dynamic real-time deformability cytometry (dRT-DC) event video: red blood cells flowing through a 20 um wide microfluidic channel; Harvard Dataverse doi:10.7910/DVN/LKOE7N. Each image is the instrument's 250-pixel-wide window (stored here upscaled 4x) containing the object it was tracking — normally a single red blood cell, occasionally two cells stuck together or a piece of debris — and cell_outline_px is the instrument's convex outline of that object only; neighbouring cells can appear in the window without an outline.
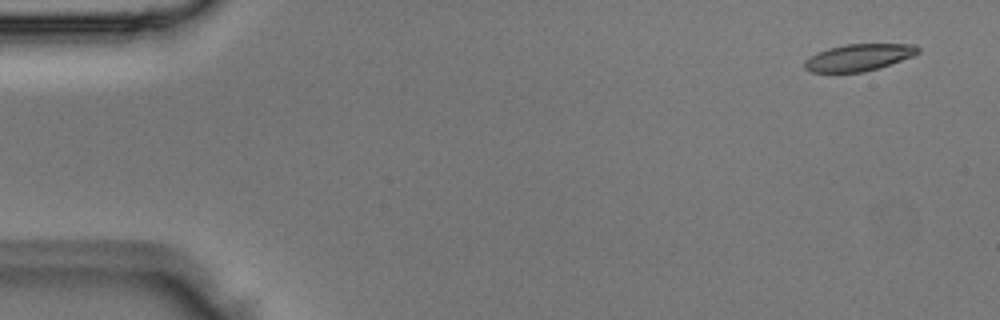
{"species": "Egyptian fruit bat (a non-hibernating species)", "species_latin": "Rousettus aegyptiacus", "temperature_condition": "room temperature", "stored_images_in_passage": 4, "camera_frame_rate_fps": 3000, "um_per_image_px": 0.085, "animal": {"sex": "male"}, "frame": {"image": 1, "passage_image": 1, "time_ms": 0.0, "image_size_px": [1000, 320], "cell_outline_px": [[920, 52], [912, 56], [880, 68], [864, 72], [812, 72], [804, 68], [804, 60], [816, 52], [828, 48], [844, 44], [916, 44], [920, 48]], "centroid_in_image_um": [72.99, 4.88], "position_along_channel_um": 12.0, "area_um2": 17.92}}